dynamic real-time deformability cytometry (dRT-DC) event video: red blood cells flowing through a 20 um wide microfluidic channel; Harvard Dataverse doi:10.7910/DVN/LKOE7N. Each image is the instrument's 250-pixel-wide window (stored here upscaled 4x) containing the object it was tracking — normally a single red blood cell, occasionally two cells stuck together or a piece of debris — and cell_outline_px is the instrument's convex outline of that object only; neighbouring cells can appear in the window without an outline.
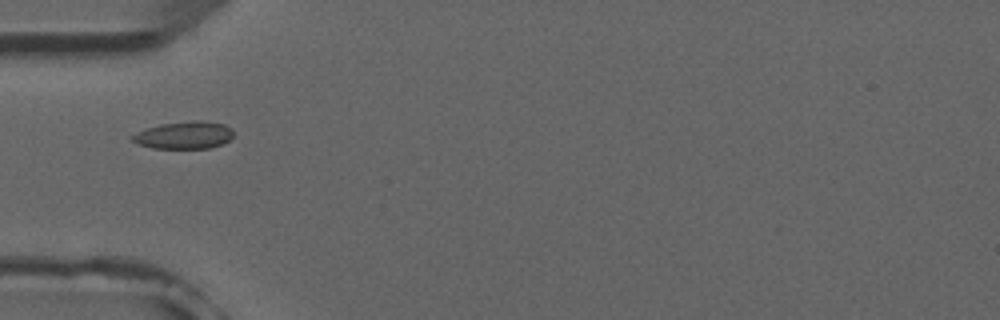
{"species": "common noctule bat (a hibernating species)", "species_latin": "Nyctalus noctula", "temperature_condition": "room temperature", "stored_images_in_passage": 7, "camera_frame_rate_fps": 3000, "um_per_image_px": 0.085, "animal": {"sex": "male", "forearm_length_mm": 52.5}, "frame": {"image": 1, "passage_image": 4, "time_ms": 4.333, "image_size_px": [1000, 320], "cell_outline_px": [[232, 136], [228, 140], [212, 148], [152, 148], [140, 144], [132, 140], [132, 136], [136, 132], [160, 124], [192, 120], [200, 120], [224, 124], [232, 128]], "centroid_in_image_um": [15.66, 11.48], "position_along_channel_um": 69.3, "area_um2": 16.01}}
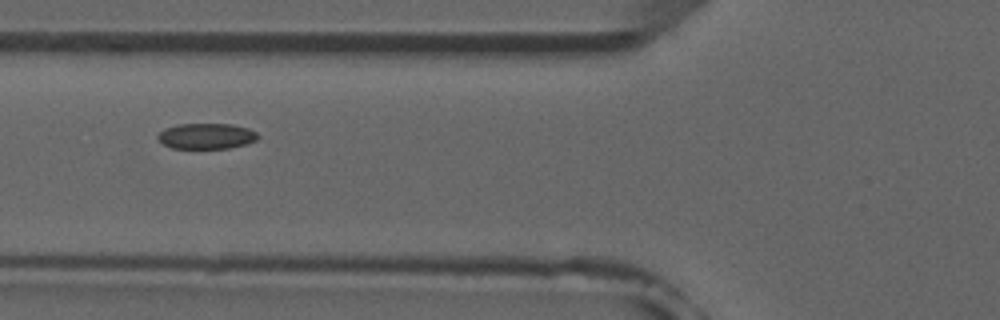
{"frame": {"image": 2, "passage_image": 5, "time_ms": 5.333, "image_size_px": [1000, 320], "cell_outline_px": [[260, 136], [256, 140], [244, 144], [228, 148], [172, 148], [164, 144], [156, 136], [164, 128], [176, 124], [232, 124], [248, 128], [256, 132]], "centroid_in_image_um": [17.54, 11.55], "position_along_channel_um": 108.3, "area_um2": 14.91}}
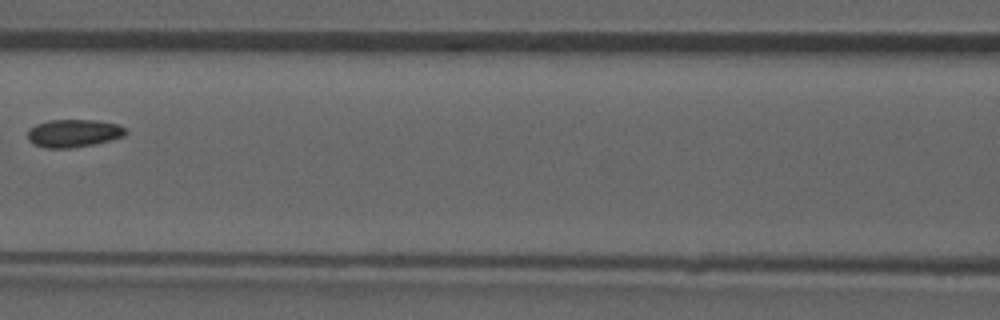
{"frame": {"image": 3, "passage_image": 6, "time_ms": 6.667, "image_size_px": [1000, 320], "cell_outline_px": [[128, 132], [124, 136], [112, 140], [92, 144], [68, 148], [44, 148], [28, 140], [28, 128], [36, 124], [48, 120], [96, 120], [116, 124], [124, 128]], "centroid_in_image_um": [6.24, 11.32], "position_along_channel_um": 160.4, "area_um2": 15.84}}